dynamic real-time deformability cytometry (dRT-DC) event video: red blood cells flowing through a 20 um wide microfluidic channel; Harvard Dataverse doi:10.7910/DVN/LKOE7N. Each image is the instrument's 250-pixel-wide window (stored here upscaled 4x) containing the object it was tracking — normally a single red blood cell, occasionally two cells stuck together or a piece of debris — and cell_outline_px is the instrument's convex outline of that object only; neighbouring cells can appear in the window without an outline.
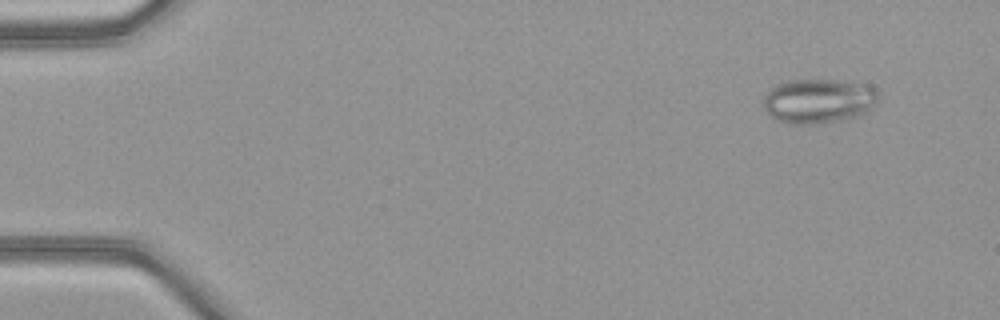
{"species": "common noctule bat (a hibernating species)", "species_latin": "Nyctalus noctula", "temperature_condition": "warm", "stored_images_in_passage": 51, "camera_frame_rate_fps": 3000, "um_per_image_px": 0.085, "animal": {"sex": "female", "body_mass_g": 21.9}, "frame": {"image": 1, "passage_image": 5, "time_ms": 1.333, "image_size_px": [1000, 320], "cell_outline_px": [[880, 100], [868, 112], [860, 116], [840, 120], [808, 124], [796, 124], [776, 120], [764, 108], [764, 96], [776, 84], [788, 80], [840, 80], [868, 84], [876, 88], [880, 92]], "centroid_in_image_um": [69.66, 8.56], "position_along_channel_um": 15.3, "area_um2": 30.17}}
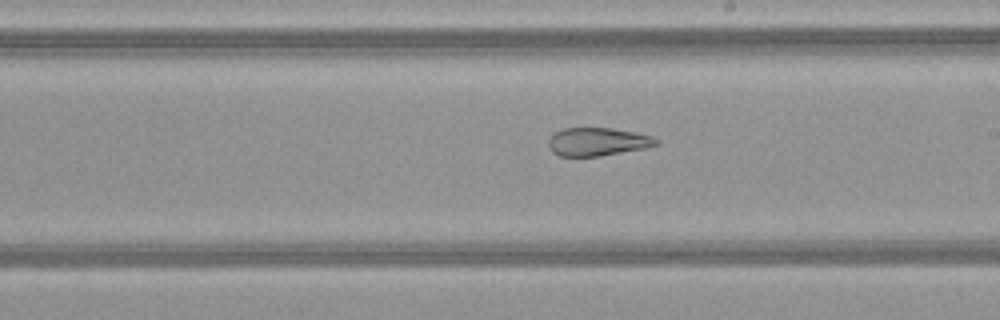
{"frame": {"image": 2, "passage_image": 30, "time_ms": 9.667, "image_size_px": [1000, 320], "cell_outline_px": [[660, 144], [644, 148], [600, 156], [560, 156], [552, 152], [548, 144], [548, 140], [556, 132], [564, 128], [612, 128], [652, 136], [660, 140]], "centroid_in_image_um": [50.8, 12.05], "position_along_channel_um": 238.2, "area_um2": 17.57}}
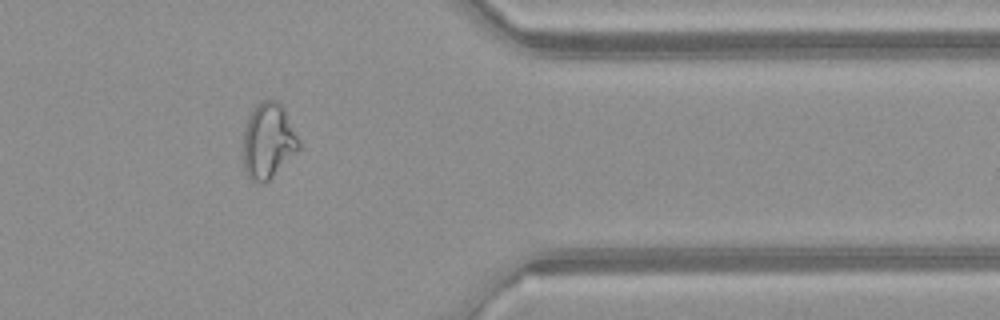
{"frame": {"image": 3, "passage_image": 42, "time_ms": 13.667, "image_size_px": [1000, 320], "cell_outline_px": [[300, 148], [264, 184], [260, 184], [252, 180], [248, 176], [244, 168], [244, 128], [248, 116], [252, 108], [260, 100], [276, 100], [284, 108], [300, 140]], "centroid_in_image_um": [22.79, 11.95], "position_along_channel_um": 388.6, "area_um2": 24.45}}